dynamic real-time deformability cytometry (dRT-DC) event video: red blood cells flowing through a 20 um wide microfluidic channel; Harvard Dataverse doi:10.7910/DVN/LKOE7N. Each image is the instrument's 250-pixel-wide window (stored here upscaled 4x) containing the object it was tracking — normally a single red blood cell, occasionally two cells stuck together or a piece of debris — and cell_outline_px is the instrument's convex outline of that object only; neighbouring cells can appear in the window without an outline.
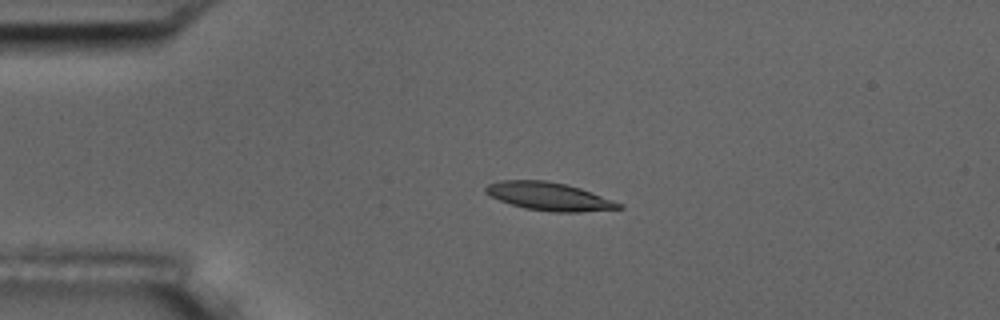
{"species": "common noctule bat (a hibernating species)", "species_latin": "Nyctalus noctula", "temperature_condition": "room temperature", "stored_images_in_passage": 5, "camera_frame_rate_fps": 3000, "um_per_image_px": 0.085, "animal": {"sex": "male", "body_mass_g": 17.5, "forearm_length_mm": 52.3}, "frame": {"image": 1, "passage_image": 4, "time_ms": 4.0, "image_size_px": [1000, 320], "cell_outline_px": [[624, 208], [580, 212], [552, 212], [524, 208], [500, 200], [484, 192], [484, 188], [488, 184], [500, 180], [544, 180], [564, 184], [580, 188], [624, 204]], "centroid_in_image_um": [46.68, 16.7], "position_along_channel_um": 38.3, "area_um2": 21.68}}